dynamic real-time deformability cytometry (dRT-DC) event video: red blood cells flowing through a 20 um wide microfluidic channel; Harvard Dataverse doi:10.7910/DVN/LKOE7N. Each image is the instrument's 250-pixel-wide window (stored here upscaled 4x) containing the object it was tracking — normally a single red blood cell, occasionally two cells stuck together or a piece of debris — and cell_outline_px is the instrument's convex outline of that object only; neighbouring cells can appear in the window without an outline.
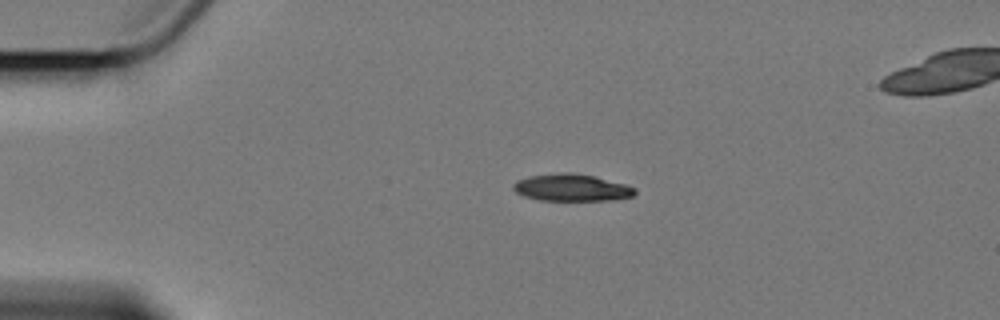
{"species": "Egyptian fruit bat (a non-hibernating species)", "species_latin": "Rousettus aegyptiacus", "temperature_condition": "cold", "stored_images_in_passage": 5, "camera_frame_rate_fps": 3000, "um_per_image_px": 0.085, "animal": {"sex": "female"}, "frame": {"image": 1, "passage_image": 3, "time_ms": 2.667, "image_size_px": [1000, 320], "cell_outline_px": [[636, 192], [632, 196], [612, 200], [540, 200], [524, 196], [516, 192], [512, 188], [512, 184], [516, 180], [528, 176], [560, 172], [572, 172], [596, 176], [628, 184], [636, 188]], "centroid_in_image_um": [48.59, 15.93], "position_along_channel_um": 36.4, "area_um2": 19.48}}
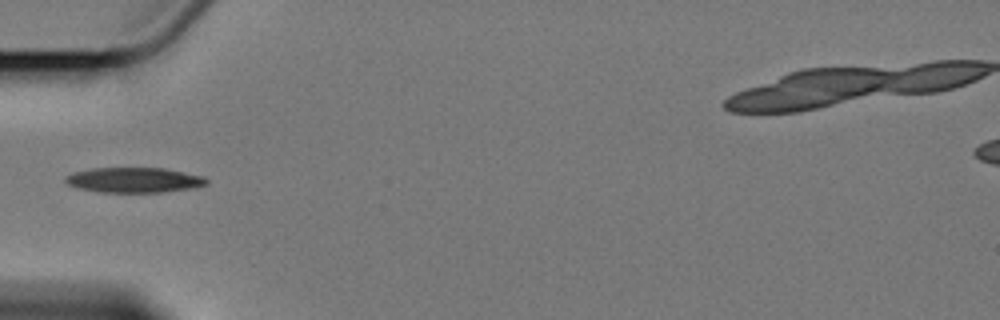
{"frame": {"image": 2, "passage_image": 5, "time_ms": 5.0, "image_size_px": [1000, 320], "cell_outline_px": [[208, 184], [196, 188], [160, 192], [100, 192], [76, 188], [68, 184], [64, 180], [68, 176], [76, 172], [92, 168], [164, 168], [204, 176], [208, 180]], "centroid_in_image_um": [11.45, 15.31], "position_along_channel_um": 73.6, "area_um2": 20.63}}